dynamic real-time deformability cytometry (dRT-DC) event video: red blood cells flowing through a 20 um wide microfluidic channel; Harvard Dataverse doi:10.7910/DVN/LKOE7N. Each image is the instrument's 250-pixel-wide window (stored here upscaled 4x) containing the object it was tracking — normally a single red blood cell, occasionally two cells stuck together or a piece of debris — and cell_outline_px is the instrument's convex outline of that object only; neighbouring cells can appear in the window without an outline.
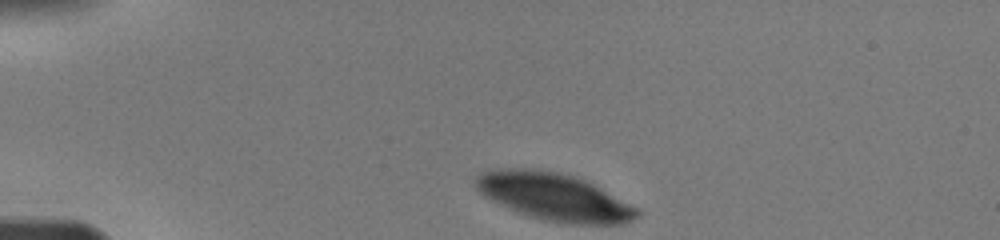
{"species": "human", "species_latin": "Homo sapiens", "temperature_condition": "warm", "stored_images_in_passage": 41, "camera_frame_rate_fps": 3000, "um_per_image_px": 0.085, "donor": {"sex": "male"}, "frame": {"image": 1, "passage_image": 1, "time_ms": 0.0, "image_size_px": [1000, 240], "cell_outline_px": [[644, 212], [640, 216], [632, 220], [620, 224], [568, 224], [544, 220], [520, 212], [492, 200], [484, 196], [476, 188], [472, 180], [480, 172], [496, 168], [536, 168], [560, 172], [576, 176], [640, 208]], "centroid_in_image_um": [47.11, 16.71], "position_along_channel_um": 37.9, "area_um2": 44.85}}
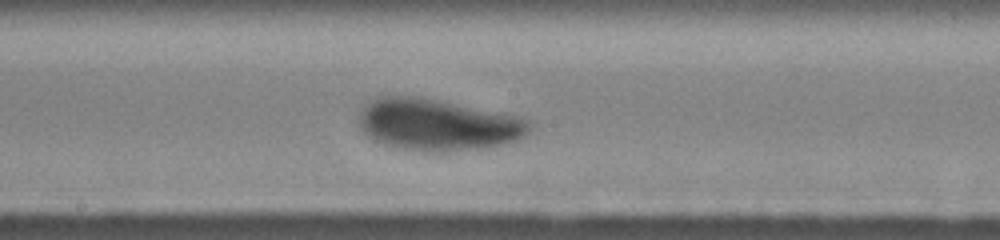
{"frame": {"image": 2, "passage_image": 25, "time_ms": 5.667, "image_size_px": [1000, 240], "cell_outline_px": [[532, 132], [528, 136], [520, 140], [496, 148], [428, 152], [424, 152], [396, 148], [372, 140], [360, 128], [356, 116], [364, 104], [376, 96], [424, 96], [516, 116], [528, 120], [532, 124]], "centroid_in_image_um": [37.22, 10.61], "position_along_channel_um": 211.0, "area_um2": 52.83}}
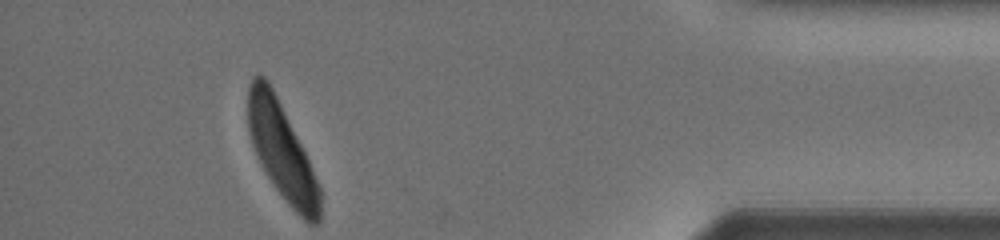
{"frame": {"image": 3, "passage_image": 41, "time_ms": 11.667, "image_size_px": [1000, 240], "cell_outline_px": [[320, 224], [308, 224], [288, 204], [276, 188], [260, 164], [256, 156], [248, 132], [248, 84], [252, 76], [264, 76], [268, 80], [308, 160], [320, 188]], "centroid_in_image_um": [23.93, 12.87], "position_along_channel_um": 411.3, "area_um2": 39.71}}